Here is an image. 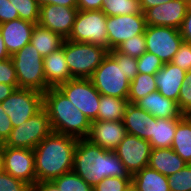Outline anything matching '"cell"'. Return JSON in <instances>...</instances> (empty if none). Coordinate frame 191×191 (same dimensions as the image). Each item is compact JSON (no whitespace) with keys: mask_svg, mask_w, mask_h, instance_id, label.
Wrapping results in <instances>:
<instances>
[{"mask_svg":"<svg viewBox=\"0 0 191 191\" xmlns=\"http://www.w3.org/2000/svg\"><path fill=\"white\" fill-rule=\"evenodd\" d=\"M11 56L9 55L6 46H5V42L0 34V61L5 60L10 58Z\"/></svg>","mask_w":191,"mask_h":191,"instance_id":"obj_50","label":"cell"},{"mask_svg":"<svg viewBox=\"0 0 191 191\" xmlns=\"http://www.w3.org/2000/svg\"><path fill=\"white\" fill-rule=\"evenodd\" d=\"M114 151L129 173L134 175L148 166L152 146L149 141L127 133Z\"/></svg>","mask_w":191,"mask_h":191,"instance_id":"obj_14","label":"cell"},{"mask_svg":"<svg viewBox=\"0 0 191 191\" xmlns=\"http://www.w3.org/2000/svg\"><path fill=\"white\" fill-rule=\"evenodd\" d=\"M89 79L101 95L128 97L131 81L124 75L122 63H117L109 53Z\"/></svg>","mask_w":191,"mask_h":191,"instance_id":"obj_6","label":"cell"},{"mask_svg":"<svg viewBox=\"0 0 191 191\" xmlns=\"http://www.w3.org/2000/svg\"><path fill=\"white\" fill-rule=\"evenodd\" d=\"M132 186V178L107 177L93 187V191H126Z\"/></svg>","mask_w":191,"mask_h":191,"instance_id":"obj_36","label":"cell"},{"mask_svg":"<svg viewBox=\"0 0 191 191\" xmlns=\"http://www.w3.org/2000/svg\"><path fill=\"white\" fill-rule=\"evenodd\" d=\"M16 8L19 18L38 24L40 16V5L37 0H9Z\"/></svg>","mask_w":191,"mask_h":191,"instance_id":"obj_32","label":"cell"},{"mask_svg":"<svg viewBox=\"0 0 191 191\" xmlns=\"http://www.w3.org/2000/svg\"><path fill=\"white\" fill-rule=\"evenodd\" d=\"M126 191H136V189L133 186H131Z\"/></svg>","mask_w":191,"mask_h":191,"instance_id":"obj_52","label":"cell"},{"mask_svg":"<svg viewBox=\"0 0 191 191\" xmlns=\"http://www.w3.org/2000/svg\"><path fill=\"white\" fill-rule=\"evenodd\" d=\"M4 171V164H3V154L0 149V173Z\"/></svg>","mask_w":191,"mask_h":191,"instance_id":"obj_51","label":"cell"},{"mask_svg":"<svg viewBox=\"0 0 191 191\" xmlns=\"http://www.w3.org/2000/svg\"><path fill=\"white\" fill-rule=\"evenodd\" d=\"M139 108L144 109L155 118H183L177 102L164 97L158 91L149 93L147 96L135 103Z\"/></svg>","mask_w":191,"mask_h":191,"instance_id":"obj_21","label":"cell"},{"mask_svg":"<svg viewBox=\"0 0 191 191\" xmlns=\"http://www.w3.org/2000/svg\"><path fill=\"white\" fill-rule=\"evenodd\" d=\"M104 0H77L78 10H101Z\"/></svg>","mask_w":191,"mask_h":191,"instance_id":"obj_45","label":"cell"},{"mask_svg":"<svg viewBox=\"0 0 191 191\" xmlns=\"http://www.w3.org/2000/svg\"><path fill=\"white\" fill-rule=\"evenodd\" d=\"M40 6L54 4L56 6H66L69 8H77V0H37Z\"/></svg>","mask_w":191,"mask_h":191,"instance_id":"obj_46","label":"cell"},{"mask_svg":"<svg viewBox=\"0 0 191 191\" xmlns=\"http://www.w3.org/2000/svg\"><path fill=\"white\" fill-rule=\"evenodd\" d=\"M101 10L107 17L144 14L140 7V0H104Z\"/></svg>","mask_w":191,"mask_h":191,"instance_id":"obj_30","label":"cell"},{"mask_svg":"<svg viewBox=\"0 0 191 191\" xmlns=\"http://www.w3.org/2000/svg\"><path fill=\"white\" fill-rule=\"evenodd\" d=\"M78 139L51 132L34 149L35 174L38 181H52L73 169Z\"/></svg>","mask_w":191,"mask_h":191,"instance_id":"obj_2","label":"cell"},{"mask_svg":"<svg viewBox=\"0 0 191 191\" xmlns=\"http://www.w3.org/2000/svg\"><path fill=\"white\" fill-rule=\"evenodd\" d=\"M0 191H32V187L3 171L0 173Z\"/></svg>","mask_w":191,"mask_h":191,"instance_id":"obj_39","label":"cell"},{"mask_svg":"<svg viewBox=\"0 0 191 191\" xmlns=\"http://www.w3.org/2000/svg\"><path fill=\"white\" fill-rule=\"evenodd\" d=\"M132 186L136 191H170L168 178L149 166L132 175Z\"/></svg>","mask_w":191,"mask_h":191,"instance_id":"obj_24","label":"cell"},{"mask_svg":"<svg viewBox=\"0 0 191 191\" xmlns=\"http://www.w3.org/2000/svg\"><path fill=\"white\" fill-rule=\"evenodd\" d=\"M32 191H61L52 181H38L32 186Z\"/></svg>","mask_w":191,"mask_h":191,"instance_id":"obj_47","label":"cell"},{"mask_svg":"<svg viewBox=\"0 0 191 191\" xmlns=\"http://www.w3.org/2000/svg\"><path fill=\"white\" fill-rule=\"evenodd\" d=\"M146 51L156 55L163 63L172 62L183 38L179 29L165 26H147L145 33Z\"/></svg>","mask_w":191,"mask_h":191,"instance_id":"obj_11","label":"cell"},{"mask_svg":"<svg viewBox=\"0 0 191 191\" xmlns=\"http://www.w3.org/2000/svg\"><path fill=\"white\" fill-rule=\"evenodd\" d=\"M19 15L9 0H0V24L18 19Z\"/></svg>","mask_w":191,"mask_h":191,"instance_id":"obj_42","label":"cell"},{"mask_svg":"<svg viewBox=\"0 0 191 191\" xmlns=\"http://www.w3.org/2000/svg\"><path fill=\"white\" fill-rule=\"evenodd\" d=\"M171 0H140V7L142 12H144L146 9L155 7L160 4H164L167 2H170Z\"/></svg>","mask_w":191,"mask_h":191,"instance_id":"obj_49","label":"cell"},{"mask_svg":"<svg viewBox=\"0 0 191 191\" xmlns=\"http://www.w3.org/2000/svg\"><path fill=\"white\" fill-rule=\"evenodd\" d=\"M171 148L191 164V116L185 115L177 124Z\"/></svg>","mask_w":191,"mask_h":191,"instance_id":"obj_27","label":"cell"},{"mask_svg":"<svg viewBox=\"0 0 191 191\" xmlns=\"http://www.w3.org/2000/svg\"><path fill=\"white\" fill-rule=\"evenodd\" d=\"M147 24L144 14L107 17L108 50L116 49L122 42L144 34Z\"/></svg>","mask_w":191,"mask_h":191,"instance_id":"obj_13","label":"cell"},{"mask_svg":"<svg viewBox=\"0 0 191 191\" xmlns=\"http://www.w3.org/2000/svg\"><path fill=\"white\" fill-rule=\"evenodd\" d=\"M61 47L71 76L77 79H89L109 53L107 48L100 45L67 39H64Z\"/></svg>","mask_w":191,"mask_h":191,"instance_id":"obj_4","label":"cell"},{"mask_svg":"<svg viewBox=\"0 0 191 191\" xmlns=\"http://www.w3.org/2000/svg\"><path fill=\"white\" fill-rule=\"evenodd\" d=\"M188 8V0L170 2L146 9L143 13L147 26H165L179 29Z\"/></svg>","mask_w":191,"mask_h":191,"instance_id":"obj_15","label":"cell"},{"mask_svg":"<svg viewBox=\"0 0 191 191\" xmlns=\"http://www.w3.org/2000/svg\"><path fill=\"white\" fill-rule=\"evenodd\" d=\"M138 73L155 75L163 66L164 63L153 53L145 52L137 58Z\"/></svg>","mask_w":191,"mask_h":191,"instance_id":"obj_35","label":"cell"},{"mask_svg":"<svg viewBox=\"0 0 191 191\" xmlns=\"http://www.w3.org/2000/svg\"><path fill=\"white\" fill-rule=\"evenodd\" d=\"M182 118H154L152 136L149 140L152 148H171L176 126Z\"/></svg>","mask_w":191,"mask_h":191,"instance_id":"obj_26","label":"cell"},{"mask_svg":"<svg viewBox=\"0 0 191 191\" xmlns=\"http://www.w3.org/2000/svg\"><path fill=\"white\" fill-rule=\"evenodd\" d=\"M154 118L153 115L139 108L136 104L128 103L125 108L123 123L128 134L149 141L152 136Z\"/></svg>","mask_w":191,"mask_h":191,"instance_id":"obj_20","label":"cell"},{"mask_svg":"<svg viewBox=\"0 0 191 191\" xmlns=\"http://www.w3.org/2000/svg\"><path fill=\"white\" fill-rule=\"evenodd\" d=\"M155 91H157L155 75L138 73L130 82L129 94L127 97L128 103L135 104L138 100Z\"/></svg>","mask_w":191,"mask_h":191,"instance_id":"obj_29","label":"cell"},{"mask_svg":"<svg viewBox=\"0 0 191 191\" xmlns=\"http://www.w3.org/2000/svg\"><path fill=\"white\" fill-rule=\"evenodd\" d=\"M77 12L78 8L56 6L54 4L40 6L38 24L67 39L71 33Z\"/></svg>","mask_w":191,"mask_h":191,"instance_id":"obj_16","label":"cell"},{"mask_svg":"<svg viewBox=\"0 0 191 191\" xmlns=\"http://www.w3.org/2000/svg\"><path fill=\"white\" fill-rule=\"evenodd\" d=\"M127 99L101 95L97 120L123 121Z\"/></svg>","mask_w":191,"mask_h":191,"instance_id":"obj_28","label":"cell"},{"mask_svg":"<svg viewBox=\"0 0 191 191\" xmlns=\"http://www.w3.org/2000/svg\"><path fill=\"white\" fill-rule=\"evenodd\" d=\"M188 5L191 6V0H188Z\"/></svg>","mask_w":191,"mask_h":191,"instance_id":"obj_53","label":"cell"},{"mask_svg":"<svg viewBox=\"0 0 191 191\" xmlns=\"http://www.w3.org/2000/svg\"><path fill=\"white\" fill-rule=\"evenodd\" d=\"M177 104L183 115L191 116V71H187L185 74Z\"/></svg>","mask_w":191,"mask_h":191,"instance_id":"obj_37","label":"cell"},{"mask_svg":"<svg viewBox=\"0 0 191 191\" xmlns=\"http://www.w3.org/2000/svg\"><path fill=\"white\" fill-rule=\"evenodd\" d=\"M167 178L170 191H191V164Z\"/></svg>","mask_w":191,"mask_h":191,"instance_id":"obj_34","label":"cell"},{"mask_svg":"<svg viewBox=\"0 0 191 191\" xmlns=\"http://www.w3.org/2000/svg\"><path fill=\"white\" fill-rule=\"evenodd\" d=\"M43 107L49 115L52 132L77 139L88 137L91 121L57 87L43 93Z\"/></svg>","mask_w":191,"mask_h":191,"instance_id":"obj_3","label":"cell"},{"mask_svg":"<svg viewBox=\"0 0 191 191\" xmlns=\"http://www.w3.org/2000/svg\"><path fill=\"white\" fill-rule=\"evenodd\" d=\"M15 66L18 88L34 89L42 93L50 87L46 84L43 57L30 43L11 56Z\"/></svg>","mask_w":191,"mask_h":191,"instance_id":"obj_5","label":"cell"},{"mask_svg":"<svg viewBox=\"0 0 191 191\" xmlns=\"http://www.w3.org/2000/svg\"><path fill=\"white\" fill-rule=\"evenodd\" d=\"M34 26L20 18L0 24V34L10 56L30 43Z\"/></svg>","mask_w":191,"mask_h":191,"instance_id":"obj_18","label":"cell"},{"mask_svg":"<svg viewBox=\"0 0 191 191\" xmlns=\"http://www.w3.org/2000/svg\"><path fill=\"white\" fill-rule=\"evenodd\" d=\"M63 41L64 38H62L58 33H54L39 24H35L32 30L30 44L33 45L44 58L51 52L61 48Z\"/></svg>","mask_w":191,"mask_h":191,"instance_id":"obj_25","label":"cell"},{"mask_svg":"<svg viewBox=\"0 0 191 191\" xmlns=\"http://www.w3.org/2000/svg\"><path fill=\"white\" fill-rule=\"evenodd\" d=\"M52 182L61 191H93V187L87 184L74 171L62 174L60 177L52 180Z\"/></svg>","mask_w":191,"mask_h":191,"instance_id":"obj_31","label":"cell"},{"mask_svg":"<svg viewBox=\"0 0 191 191\" xmlns=\"http://www.w3.org/2000/svg\"><path fill=\"white\" fill-rule=\"evenodd\" d=\"M115 50L130 57L139 58L146 52L144 34L136 35L134 38L122 42Z\"/></svg>","mask_w":191,"mask_h":191,"instance_id":"obj_33","label":"cell"},{"mask_svg":"<svg viewBox=\"0 0 191 191\" xmlns=\"http://www.w3.org/2000/svg\"><path fill=\"white\" fill-rule=\"evenodd\" d=\"M72 171L92 187L107 177L132 178L115 151L103 149L86 138L77 141Z\"/></svg>","mask_w":191,"mask_h":191,"instance_id":"obj_1","label":"cell"},{"mask_svg":"<svg viewBox=\"0 0 191 191\" xmlns=\"http://www.w3.org/2000/svg\"><path fill=\"white\" fill-rule=\"evenodd\" d=\"M109 54L117 61V63H122L124 75H126L130 81L138 75L137 58L117 52L115 49L110 50Z\"/></svg>","mask_w":191,"mask_h":191,"instance_id":"obj_38","label":"cell"},{"mask_svg":"<svg viewBox=\"0 0 191 191\" xmlns=\"http://www.w3.org/2000/svg\"><path fill=\"white\" fill-rule=\"evenodd\" d=\"M51 132L49 115L43 107L27 121H24L17 127H13L9 137L0 146L33 150Z\"/></svg>","mask_w":191,"mask_h":191,"instance_id":"obj_8","label":"cell"},{"mask_svg":"<svg viewBox=\"0 0 191 191\" xmlns=\"http://www.w3.org/2000/svg\"><path fill=\"white\" fill-rule=\"evenodd\" d=\"M187 164L172 148H152L148 166L168 177Z\"/></svg>","mask_w":191,"mask_h":191,"instance_id":"obj_23","label":"cell"},{"mask_svg":"<svg viewBox=\"0 0 191 191\" xmlns=\"http://www.w3.org/2000/svg\"><path fill=\"white\" fill-rule=\"evenodd\" d=\"M12 128V122L0 103V144H3L6 141L12 131Z\"/></svg>","mask_w":191,"mask_h":191,"instance_id":"obj_43","label":"cell"},{"mask_svg":"<svg viewBox=\"0 0 191 191\" xmlns=\"http://www.w3.org/2000/svg\"><path fill=\"white\" fill-rule=\"evenodd\" d=\"M0 83L18 85L16 70L11 57L0 61Z\"/></svg>","mask_w":191,"mask_h":191,"instance_id":"obj_41","label":"cell"},{"mask_svg":"<svg viewBox=\"0 0 191 191\" xmlns=\"http://www.w3.org/2000/svg\"><path fill=\"white\" fill-rule=\"evenodd\" d=\"M183 42L191 43V6L188 5L186 16L179 28Z\"/></svg>","mask_w":191,"mask_h":191,"instance_id":"obj_44","label":"cell"},{"mask_svg":"<svg viewBox=\"0 0 191 191\" xmlns=\"http://www.w3.org/2000/svg\"><path fill=\"white\" fill-rule=\"evenodd\" d=\"M57 88L79 109L90 121L97 120L101 94L90 79H71Z\"/></svg>","mask_w":191,"mask_h":191,"instance_id":"obj_9","label":"cell"},{"mask_svg":"<svg viewBox=\"0 0 191 191\" xmlns=\"http://www.w3.org/2000/svg\"><path fill=\"white\" fill-rule=\"evenodd\" d=\"M172 63L186 72L191 71V43L182 42Z\"/></svg>","mask_w":191,"mask_h":191,"instance_id":"obj_40","label":"cell"},{"mask_svg":"<svg viewBox=\"0 0 191 191\" xmlns=\"http://www.w3.org/2000/svg\"><path fill=\"white\" fill-rule=\"evenodd\" d=\"M0 149L3 154L4 171L32 187L37 182L33 150L8 146H0Z\"/></svg>","mask_w":191,"mask_h":191,"instance_id":"obj_12","label":"cell"},{"mask_svg":"<svg viewBox=\"0 0 191 191\" xmlns=\"http://www.w3.org/2000/svg\"><path fill=\"white\" fill-rule=\"evenodd\" d=\"M43 70L46 84L49 87H57L62 83L74 79L67 66L62 47L43 58Z\"/></svg>","mask_w":191,"mask_h":191,"instance_id":"obj_22","label":"cell"},{"mask_svg":"<svg viewBox=\"0 0 191 191\" xmlns=\"http://www.w3.org/2000/svg\"><path fill=\"white\" fill-rule=\"evenodd\" d=\"M185 74L186 71L172 62L164 63V66L155 74L157 91L164 97L178 102Z\"/></svg>","mask_w":191,"mask_h":191,"instance_id":"obj_19","label":"cell"},{"mask_svg":"<svg viewBox=\"0 0 191 191\" xmlns=\"http://www.w3.org/2000/svg\"><path fill=\"white\" fill-rule=\"evenodd\" d=\"M18 89V85H7L0 83V103L6 100L13 92Z\"/></svg>","mask_w":191,"mask_h":191,"instance_id":"obj_48","label":"cell"},{"mask_svg":"<svg viewBox=\"0 0 191 191\" xmlns=\"http://www.w3.org/2000/svg\"><path fill=\"white\" fill-rule=\"evenodd\" d=\"M126 128L123 121H91L90 132L86 139L91 143L114 151L126 136Z\"/></svg>","mask_w":191,"mask_h":191,"instance_id":"obj_17","label":"cell"},{"mask_svg":"<svg viewBox=\"0 0 191 191\" xmlns=\"http://www.w3.org/2000/svg\"><path fill=\"white\" fill-rule=\"evenodd\" d=\"M107 16L102 10H78L67 40L100 45L108 49Z\"/></svg>","mask_w":191,"mask_h":191,"instance_id":"obj_7","label":"cell"},{"mask_svg":"<svg viewBox=\"0 0 191 191\" xmlns=\"http://www.w3.org/2000/svg\"><path fill=\"white\" fill-rule=\"evenodd\" d=\"M1 106L13 127H17L43 108V93L34 89L18 88L1 102Z\"/></svg>","mask_w":191,"mask_h":191,"instance_id":"obj_10","label":"cell"}]
</instances>
